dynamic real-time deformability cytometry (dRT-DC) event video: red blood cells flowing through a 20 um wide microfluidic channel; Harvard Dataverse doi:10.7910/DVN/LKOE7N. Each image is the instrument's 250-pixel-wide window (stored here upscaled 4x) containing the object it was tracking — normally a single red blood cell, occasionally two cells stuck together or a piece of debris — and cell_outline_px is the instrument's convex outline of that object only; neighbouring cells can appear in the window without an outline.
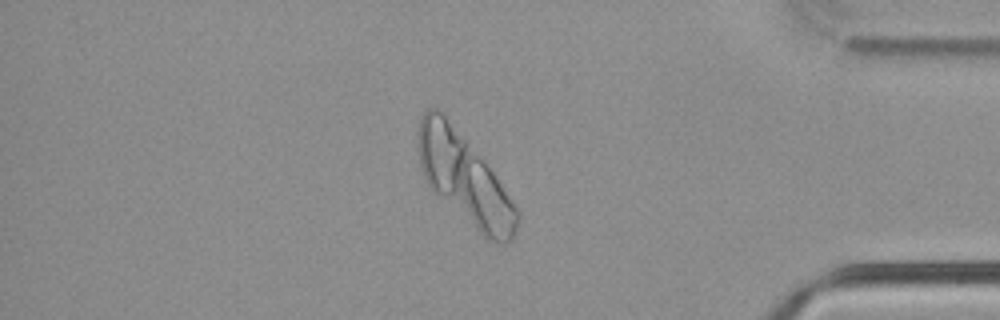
{"species": "common noctule bat (a hibernating species)", "species_latin": "Nyctalus noctula", "temperature_condition": "cold", "stored_images_in_passage": 57, "camera_frame_rate_fps": 3000, "um_per_image_px": 0.085, "animal": {"sex": "male", "body_mass_g": 21.5, "forearm_length_mm": 52.0}, "frame": {"image": 1, "passage_image": 49, "time_ms": 16.0, "image_size_px": [1000, 320], "cell_outline_px": [[520, 220], [512, 240], [508, 244], [504, 244], [488, 240], [432, 192], [420, 168], [416, 144], [416, 136], [420, 120], [424, 112], [428, 108], [436, 108], [444, 116], [484, 160], [520, 212]], "centroid_in_image_um": [39.46, 15.23], "position_along_channel_um": 395.7, "area_um2": 51.62}}